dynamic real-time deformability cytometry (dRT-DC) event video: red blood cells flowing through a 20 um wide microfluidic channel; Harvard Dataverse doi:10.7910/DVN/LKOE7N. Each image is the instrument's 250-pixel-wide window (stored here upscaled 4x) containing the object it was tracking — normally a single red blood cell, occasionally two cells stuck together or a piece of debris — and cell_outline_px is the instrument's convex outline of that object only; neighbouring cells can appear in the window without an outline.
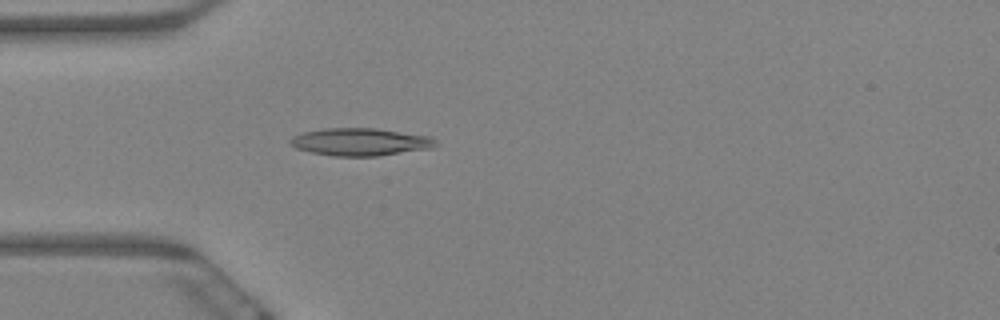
{"species": "Egyptian fruit bat (a non-hibernating species)", "species_latin": "Rousettus aegyptiacus", "temperature_condition": "warm", "stored_images_in_passage": 61, "camera_frame_rate_fps": 3000, "um_per_image_px": 0.085, "animal": {"sex": "female"}, "frame": {"image": 1, "passage_image": 18, "time_ms": 5.667, "image_size_px": [1000, 320], "cell_outline_px": [[436, 144], [432, 148], [376, 156], [332, 156], [312, 152], [296, 148], [288, 140], [292, 136], [304, 132], [324, 128], [376, 128], [428, 136], [436, 140]], "centroid_in_image_um": [30.6, 12.06], "position_along_channel_um": 54.4, "area_um2": 23.18}}
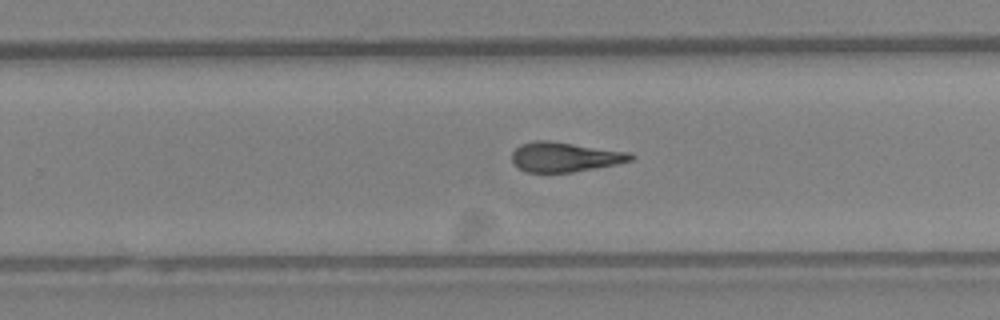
{"frame": {"image": 2, "passage_image": 39, "time_ms": 12.667, "image_size_px": [1000, 320], "cell_outline_px": [[636, 156], [632, 160], [616, 164], [572, 172], [528, 172], [520, 168], [512, 160], [512, 152], [520, 144], [536, 140], [548, 140], [632, 152]], "centroid_in_image_um": [48.05, 13.33], "position_along_channel_um": 281.8, "area_um2": 20.52}}
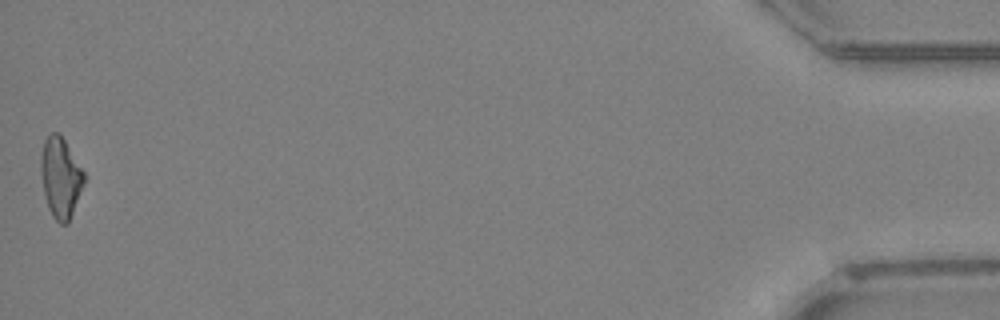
{"frame": {"image": 3, "passage_image": 61, "time_ms": 20.0, "image_size_px": [1000, 320], "cell_outline_px": [[84, 184], [68, 224], [60, 224], [52, 216], [48, 208], [44, 196], [40, 172], [40, 156], [44, 140], [52, 132], [60, 132], [84, 172]], "centroid_in_image_um": [5.13, 15.09], "position_along_channel_um": 430.1, "area_um2": 20.4}, "authors_computed_cell_mechanics": {"area_um2": 20.7502, "velocity_mm_per_s": 3.3424, "shape_relaxation_time_tau1_ms": null, "shape_relaxation_time_tau2_ms": 4.9281, "deformation_change_tau1": null, "deformation_change_tau2": 0.1589}}